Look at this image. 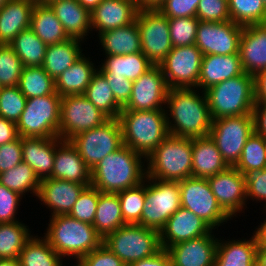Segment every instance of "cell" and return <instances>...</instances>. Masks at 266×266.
Here are the masks:
<instances>
[{"instance_id": "obj_1", "label": "cell", "mask_w": 266, "mask_h": 266, "mask_svg": "<svg viewBox=\"0 0 266 266\" xmlns=\"http://www.w3.org/2000/svg\"><path fill=\"white\" fill-rule=\"evenodd\" d=\"M197 91L195 88L168 90L165 108L169 110L165 112L169 134L191 139L209 135L212 118L207 98L205 92L201 91V96Z\"/></svg>"}, {"instance_id": "obj_2", "label": "cell", "mask_w": 266, "mask_h": 266, "mask_svg": "<svg viewBox=\"0 0 266 266\" xmlns=\"http://www.w3.org/2000/svg\"><path fill=\"white\" fill-rule=\"evenodd\" d=\"M143 158V159H142ZM146 159L123 145L91 170V186L102 193L117 194L141 184L146 178Z\"/></svg>"}, {"instance_id": "obj_3", "label": "cell", "mask_w": 266, "mask_h": 266, "mask_svg": "<svg viewBox=\"0 0 266 266\" xmlns=\"http://www.w3.org/2000/svg\"><path fill=\"white\" fill-rule=\"evenodd\" d=\"M123 145L145 159L169 135L165 109L125 110L119 113Z\"/></svg>"}, {"instance_id": "obj_4", "label": "cell", "mask_w": 266, "mask_h": 266, "mask_svg": "<svg viewBox=\"0 0 266 266\" xmlns=\"http://www.w3.org/2000/svg\"><path fill=\"white\" fill-rule=\"evenodd\" d=\"M46 230L43 237L62 258L80 260L103 243L93 224L69 215L51 216Z\"/></svg>"}, {"instance_id": "obj_5", "label": "cell", "mask_w": 266, "mask_h": 266, "mask_svg": "<svg viewBox=\"0 0 266 266\" xmlns=\"http://www.w3.org/2000/svg\"><path fill=\"white\" fill-rule=\"evenodd\" d=\"M204 92L212 120L252 114L255 105V78L244 72Z\"/></svg>"}, {"instance_id": "obj_6", "label": "cell", "mask_w": 266, "mask_h": 266, "mask_svg": "<svg viewBox=\"0 0 266 266\" xmlns=\"http://www.w3.org/2000/svg\"><path fill=\"white\" fill-rule=\"evenodd\" d=\"M146 176L162 181L192 177V139L169 134L147 157Z\"/></svg>"}, {"instance_id": "obj_7", "label": "cell", "mask_w": 266, "mask_h": 266, "mask_svg": "<svg viewBox=\"0 0 266 266\" xmlns=\"http://www.w3.org/2000/svg\"><path fill=\"white\" fill-rule=\"evenodd\" d=\"M103 244L127 266L154 256L162 249L160 232L138 224H126L109 233Z\"/></svg>"}, {"instance_id": "obj_8", "label": "cell", "mask_w": 266, "mask_h": 266, "mask_svg": "<svg viewBox=\"0 0 266 266\" xmlns=\"http://www.w3.org/2000/svg\"><path fill=\"white\" fill-rule=\"evenodd\" d=\"M61 96L54 94L29 98L16 123L20 137H59Z\"/></svg>"}, {"instance_id": "obj_9", "label": "cell", "mask_w": 266, "mask_h": 266, "mask_svg": "<svg viewBox=\"0 0 266 266\" xmlns=\"http://www.w3.org/2000/svg\"><path fill=\"white\" fill-rule=\"evenodd\" d=\"M145 182V202L138 225L160 232L181 207L179 181H162L146 176Z\"/></svg>"}, {"instance_id": "obj_10", "label": "cell", "mask_w": 266, "mask_h": 266, "mask_svg": "<svg viewBox=\"0 0 266 266\" xmlns=\"http://www.w3.org/2000/svg\"><path fill=\"white\" fill-rule=\"evenodd\" d=\"M70 142L92 170L104 157L123 146L120 122L118 118H110L99 127L75 135Z\"/></svg>"}, {"instance_id": "obj_11", "label": "cell", "mask_w": 266, "mask_h": 266, "mask_svg": "<svg viewBox=\"0 0 266 266\" xmlns=\"http://www.w3.org/2000/svg\"><path fill=\"white\" fill-rule=\"evenodd\" d=\"M253 133V114H244L212 120L209 136L226 163L235 166L240 160L245 143Z\"/></svg>"}, {"instance_id": "obj_12", "label": "cell", "mask_w": 266, "mask_h": 266, "mask_svg": "<svg viewBox=\"0 0 266 266\" xmlns=\"http://www.w3.org/2000/svg\"><path fill=\"white\" fill-rule=\"evenodd\" d=\"M135 21L142 53L154 66H159L173 48L168 17L156 8H139Z\"/></svg>"}, {"instance_id": "obj_13", "label": "cell", "mask_w": 266, "mask_h": 266, "mask_svg": "<svg viewBox=\"0 0 266 266\" xmlns=\"http://www.w3.org/2000/svg\"><path fill=\"white\" fill-rule=\"evenodd\" d=\"M179 188L181 207L193 212L212 229L232 219L218 204L207 178H186L179 181Z\"/></svg>"}, {"instance_id": "obj_14", "label": "cell", "mask_w": 266, "mask_h": 266, "mask_svg": "<svg viewBox=\"0 0 266 266\" xmlns=\"http://www.w3.org/2000/svg\"><path fill=\"white\" fill-rule=\"evenodd\" d=\"M110 118L84 95L61 97L59 137L70 140L75 135L99 127Z\"/></svg>"}, {"instance_id": "obj_15", "label": "cell", "mask_w": 266, "mask_h": 266, "mask_svg": "<svg viewBox=\"0 0 266 266\" xmlns=\"http://www.w3.org/2000/svg\"><path fill=\"white\" fill-rule=\"evenodd\" d=\"M202 58L203 53L195 44L173 47L164 61L159 65L169 89H198Z\"/></svg>"}, {"instance_id": "obj_16", "label": "cell", "mask_w": 266, "mask_h": 266, "mask_svg": "<svg viewBox=\"0 0 266 266\" xmlns=\"http://www.w3.org/2000/svg\"><path fill=\"white\" fill-rule=\"evenodd\" d=\"M243 26L227 22L199 21L195 45L203 55H229L239 50V40Z\"/></svg>"}, {"instance_id": "obj_17", "label": "cell", "mask_w": 266, "mask_h": 266, "mask_svg": "<svg viewBox=\"0 0 266 266\" xmlns=\"http://www.w3.org/2000/svg\"><path fill=\"white\" fill-rule=\"evenodd\" d=\"M169 87L160 66H153L133 81L132 92L125 110L164 109ZM164 104V107H163Z\"/></svg>"}, {"instance_id": "obj_18", "label": "cell", "mask_w": 266, "mask_h": 266, "mask_svg": "<svg viewBox=\"0 0 266 266\" xmlns=\"http://www.w3.org/2000/svg\"><path fill=\"white\" fill-rule=\"evenodd\" d=\"M221 208L232 218L245 208V177L234 166L207 178ZM238 212V213H237Z\"/></svg>"}, {"instance_id": "obj_19", "label": "cell", "mask_w": 266, "mask_h": 266, "mask_svg": "<svg viewBox=\"0 0 266 266\" xmlns=\"http://www.w3.org/2000/svg\"><path fill=\"white\" fill-rule=\"evenodd\" d=\"M213 229L193 212L180 207L160 231L161 247L167 250L176 243L196 239Z\"/></svg>"}, {"instance_id": "obj_20", "label": "cell", "mask_w": 266, "mask_h": 266, "mask_svg": "<svg viewBox=\"0 0 266 266\" xmlns=\"http://www.w3.org/2000/svg\"><path fill=\"white\" fill-rule=\"evenodd\" d=\"M212 233L170 246L172 266H214L218 238Z\"/></svg>"}, {"instance_id": "obj_21", "label": "cell", "mask_w": 266, "mask_h": 266, "mask_svg": "<svg viewBox=\"0 0 266 266\" xmlns=\"http://www.w3.org/2000/svg\"><path fill=\"white\" fill-rule=\"evenodd\" d=\"M49 178L91 185V169L80 157L70 140L56 137V151L52 174Z\"/></svg>"}, {"instance_id": "obj_22", "label": "cell", "mask_w": 266, "mask_h": 266, "mask_svg": "<svg viewBox=\"0 0 266 266\" xmlns=\"http://www.w3.org/2000/svg\"><path fill=\"white\" fill-rule=\"evenodd\" d=\"M86 187L77 182L45 178L40 180L38 198L51 209V216L68 215Z\"/></svg>"}, {"instance_id": "obj_23", "label": "cell", "mask_w": 266, "mask_h": 266, "mask_svg": "<svg viewBox=\"0 0 266 266\" xmlns=\"http://www.w3.org/2000/svg\"><path fill=\"white\" fill-rule=\"evenodd\" d=\"M238 53L247 74L255 77L266 70V24L243 26Z\"/></svg>"}, {"instance_id": "obj_24", "label": "cell", "mask_w": 266, "mask_h": 266, "mask_svg": "<svg viewBox=\"0 0 266 266\" xmlns=\"http://www.w3.org/2000/svg\"><path fill=\"white\" fill-rule=\"evenodd\" d=\"M139 6L136 0H103L91 14V29L104 31L123 27L136 20Z\"/></svg>"}, {"instance_id": "obj_25", "label": "cell", "mask_w": 266, "mask_h": 266, "mask_svg": "<svg viewBox=\"0 0 266 266\" xmlns=\"http://www.w3.org/2000/svg\"><path fill=\"white\" fill-rule=\"evenodd\" d=\"M239 53L229 55H203L198 87L206 89L243 74Z\"/></svg>"}, {"instance_id": "obj_26", "label": "cell", "mask_w": 266, "mask_h": 266, "mask_svg": "<svg viewBox=\"0 0 266 266\" xmlns=\"http://www.w3.org/2000/svg\"><path fill=\"white\" fill-rule=\"evenodd\" d=\"M56 151V137H22V159L42 180L52 174Z\"/></svg>"}, {"instance_id": "obj_27", "label": "cell", "mask_w": 266, "mask_h": 266, "mask_svg": "<svg viewBox=\"0 0 266 266\" xmlns=\"http://www.w3.org/2000/svg\"><path fill=\"white\" fill-rule=\"evenodd\" d=\"M228 167L229 165L209 135L192 138V177L208 178Z\"/></svg>"}, {"instance_id": "obj_28", "label": "cell", "mask_w": 266, "mask_h": 266, "mask_svg": "<svg viewBox=\"0 0 266 266\" xmlns=\"http://www.w3.org/2000/svg\"><path fill=\"white\" fill-rule=\"evenodd\" d=\"M62 23L69 38L84 40L93 31L91 29V14L77 0H57L48 4Z\"/></svg>"}, {"instance_id": "obj_29", "label": "cell", "mask_w": 266, "mask_h": 266, "mask_svg": "<svg viewBox=\"0 0 266 266\" xmlns=\"http://www.w3.org/2000/svg\"><path fill=\"white\" fill-rule=\"evenodd\" d=\"M31 0H9L0 8V44L9 43L24 29L30 27Z\"/></svg>"}, {"instance_id": "obj_30", "label": "cell", "mask_w": 266, "mask_h": 266, "mask_svg": "<svg viewBox=\"0 0 266 266\" xmlns=\"http://www.w3.org/2000/svg\"><path fill=\"white\" fill-rule=\"evenodd\" d=\"M98 67L84 54L55 79L56 92L61 96L83 95Z\"/></svg>"}, {"instance_id": "obj_31", "label": "cell", "mask_w": 266, "mask_h": 266, "mask_svg": "<svg viewBox=\"0 0 266 266\" xmlns=\"http://www.w3.org/2000/svg\"><path fill=\"white\" fill-rule=\"evenodd\" d=\"M101 64L98 70L105 77H125L131 81H135L154 66L142 52L107 55Z\"/></svg>"}, {"instance_id": "obj_32", "label": "cell", "mask_w": 266, "mask_h": 266, "mask_svg": "<svg viewBox=\"0 0 266 266\" xmlns=\"http://www.w3.org/2000/svg\"><path fill=\"white\" fill-rule=\"evenodd\" d=\"M249 239H218L214 266H255L258 246L254 235Z\"/></svg>"}, {"instance_id": "obj_33", "label": "cell", "mask_w": 266, "mask_h": 266, "mask_svg": "<svg viewBox=\"0 0 266 266\" xmlns=\"http://www.w3.org/2000/svg\"><path fill=\"white\" fill-rule=\"evenodd\" d=\"M105 55H125L141 51V39L136 21L98 35Z\"/></svg>"}, {"instance_id": "obj_34", "label": "cell", "mask_w": 266, "mask_h": 266, "mask_svg": "<svg viewBox=\"0 0 266 266\" xmlns=\"http://www.w3.org/2000/svg\"><path fill=\"white\" fill-rule=\"evenodd\" d=\"M81 41L69 38L63 42L47 46L42 67L50 77L55 80L83 55Z\"/></svg>"}, {"instance_id": "obj_35", "label": "cell", "mask_w": 266, "mask_h": 266, "mask_svg": "<svg viewBox=\"0 0 266 266\" xmlns=\"http://www.w3.org/2000/svg\"><path fill=\"white\" fill-rule=\"evenodd\" d=\"M30 28L47 46L69 39L62 23L49 5L35 3Z\"/></svg>"}, {"instance_id": "obj_36", "label": "cell", "mask_w": 266, "mask_h": 266, "mask_svg": "<svg viewBox=\"0 0 266 266\" xmlns=\"http://www.w3.org/2000/svg\"><path fill=\"white\" fill-rule=\"evenodd\" d=\"M126 225L124 222L119 197L113 193H100L93 226L104 239L109 233Z\"/></svg>"}, {"instance_id": "obj_37", "label": "cell", "mask_w": 266, "mask_h": 266, "mask_svg": "<svg viewBox=\"0 0 266 266\" xmlns=\"http://www.w3.org/2000/svg\"><path fill=\"white\" fill-rule=\"evenodd\" d=\"M16 55L21 59L23 67L42 66L47 45L29 27L22 30L10 43Z\"/></svg>"}, {"instance_id": "obj_38", "label": "cell", "mask_w": 266, "mask_h": 266, "mask_svg": "<svg viewBox=\"0 0 266 266\" xmlns=\"http://www.w3.org/2000/svg\"><path fill=\"white\" fill-rule=\"evenodd\" d=\"M18 259L20 266H63V258L44 237L38 236H32L26 242Z\"/></svg>"}, {"instance_id": "obj_39", "label": "cell", "mask_w": 266, "mask_h": 266, "mask_svg": "<svg viewBox=\"0 0 266 266\" xmlns=\"http://www.w3.org/2000/svg\"><path fill=\"white\" fill-rule=\"evenodd\" d=\"M83 95L109 118H118L122 107L116 102L105 76L97 70Z\"/></svg>"}, {"instance_id": "obj_40", "label": "cell", "mask_w": 266, "mask_h": 266, "mask_svg": "<svg viewBox=\"0 0 266 266\" xmlns=\"http://www.w3.org/2000/svg\"><path fill=\"white\" fill-rule=\"evenodd\" d=\"M20 221L0 223V259H18L26 242L33 236Z\"/></svg>"}, {"instance_id": "obj_41", "label": "cell", "mask_w": 266, "mask_h": 266, "mask_svg": "<svg viewBox=\"0 0 266 266\" xmlns=\"http://www.w3.org/2000/svg\"><path fill=\"white\" fill-rule=\"evenodd\" d=\"M18 87L27 99L56 93L55 80L42 66L23 67Z\"/></svg>"}, {"instance_id": "obj_42", "label": "cell", "mask_w": 266, "mask_h": 266, "mask_svg": "<svg viewBox=\"0 0 266 266\" xmlns=\"http://www.w3.org/2000/svg\"><path fill=\"white\" fill-rule=\"evenodd\" d=\"M0 183L8 189L19 193L21 196H24L26 192H30V194L32 193L38 197L40 179L24 161L1 173Z\"/></svg>"}, {"instance_id": "obj_43", "label": "cell", "mask_w": 266, "mask_h": 266, "mask_svg": "<svg viewBox=\"0 0 266 266\" xmlns=\"http://www.w3.org/2000/svg\"><path fill=\"white\" fill-rule=\"evenodd\" d=\"M230 19L247 26L266 24V7L262 0H228Z\"/></svg>"}, {"instance_id": "obj_44", "label": "cell", "mask_w": 266, "mask_h": 266, "mask_svg": "<svg viewBox=\"0 0 266 266\" xmlns=\"http://www.w3.org/2000/svg\"><path fill=\"white\" fill-rule=\"evenodd\" d=\"M234 167L243 175L250 170H263L266 167V150L262 135L254 132L248 138L240 160Z\"/></svg>"}, {"instance_id": "obj_45", "label": "cell", "mask_w": 266, "mask_h": 266, "mask_svg": "<svg viewBox=\"0 0 266 266\" xmlns=\"http://www.w3.org/2000/svg\"><path fill=\"white\" fill-rule=\"evenodd\" d=\"M121 205V212L126 224H138L144 208L146 183L144 181L136 187L117 193Z\"/></svg>"}, {"instance_id": "obj_46", "label": "cell", "mask_w": 266, "mask_h": 266, "mask_svg": "<svg viewBox=\"0 0 266 266\" xmlns=\"http://www.w3.org/2000/svg\"><path fill=\"white\" fill-rule=\"evenodd\" d=\"M23 64L9 45L0 44V86H18Z\"/></svg>"}, {"instance_id": "obj_47", "label": "cell", "mask_w": 266, "mask_h": 266, "mask_svg": "<svg viewBox=\"0 0 266 266\" xmlns=\"http://www.w3.org/2000/svg\"><path fill=\"white\" fill-rule=\"evenodd\" d=\"M170 39L173 47L195 44L199 19L193 17L168 18Z\"/></svg>"}, {"instance_id": "obj_48", "label": "cell", "mask_w": 266, "mask_h": 266, "mask_svg": "<svg viewBox=\"0 0 266 266\" xmlns=\"http://www.w3.org/2000/svg\"><path fill=\"white\" fill-rule=\"evenodd\" d=\"M27 98L18 86L1 87L0 89V117L17 123L25 109Z\"/></svg>"}, {"instance_id": "obj_49", "label": "cell", "mask_w": 266, "mask_h": 266, "mask_svg": "<svg viewBox=\"0 0 266 266\" xmlns=\"http://www.w3.org/2000/svg\"><path fill=\"white\" fill-rule=\"evenodd\" d=\"M100 193L97 188L91 185L86 187L68 215L76 220L93 224Z\"/></svg>"}, {"instance_id": "obj_50", "label": "cell", "mask_w": 266, "mask_h": 266, "mask_svg": "<svg viewBox=\"0 0 266 266\" xmlns=\"http://www.w3.org/2000/svg\"><path fill=\"white\" fill-rule=\"evenodd\" d=\"M196 17L202 22L230 21L228 0H200Z\"/></svg>"}, {"instance_id": "obj_51", "label": "cell", "mask_w": 266, "mask_h": 266, "mask_svg": "<svg viewBox=\"0 0 266 266\" xmlns=\"http://www.w3.org/2000/svg\"><path fill=\"white\" fill-rule=\"evenodd\" d=\"M246 199L265 202L266 208V167L263 170H250L244 174Z\"/></svg>"}, {"instance_id": "obj_52", "label": "cell", "mask_w": 266, "mask_h": 266, "mask_svg": "<svg viewBox=\"0 0 266 266\" xmlns=\"http://www.w3.org/2000/svg\"><path fill=\"white\" fill-rule=\"evenodd\" d=\"M200 0H165L158 10L168 18L196 16Z\"/></svg>"}, {"instance_id": "obj_53", "label": "cell", "mask_w": 266, "mask_h": 266, "mask_svg": "<svg viewBox=\"0 0 266 266\" xmlns=\"http://www.w3.org/2000/svg\"><path fill=\"white\" fill-rule=\"evenodd\" d=\"M22 200V196L0 183V223H11L16 220L19 202Z\"/></svg>"}, {"instance_id": "obj_54", "label": "cell", "mask_w": 266, "mask_h": 266, "mask_svg": "<svg viewBox=\"0 0 266 266\" xmlns=\"http://www.w3.org/2000/svg\"><path fill=\"white\" fill-rule=\"evenodd\" d=\"M80 261L85 266H127L103 243L97 249L83 256Z\"/></svg>"}, {"instance_id": "obj_55", "label": "cell", "mask_w": 266, "mask_h": 266, "mask_svg": "<svg viewBox=\"0 0 266 266\" xmlns=\"http://www.w3.org/2000/svg\"><path fill=\"white\" fill-rule=\"evenodd\" d=\"M22 161V137L0 146V174Z\"/></svg>"}, {"instance_id": "obj_56", "label": "cell", "mask_w": 266, "mask_h": 266, "mask_svg": "<svg viewBox=\"0 0 266 266\" xmlns=\"http://www.w3.org/2000/svg\"><path fill=\"white\" fill-rule=\"evenodd\" d=\"M111 90L113 91L116 102L123 108L129 101L133 81L125 77H105Z\"/></svg>"}, {"instance_id": "obj_57", "label": "cell", "mask_w": 266, "mask_h": 266, "mask_svg": "<svg viewBox=\"0 0 266 266\" xmlns=\"http://www.w3.org/2000/svg\"><path fill=\"white\" fill-rule=\"evenodd\" d=\"M129 266H172V261L169 252L162 248L154 256L133 262Z\"/></svg>"}, {"instance_id": "obj_58", "label": "cell", "mask_w": 266, "mask_h": 266, "mask_svg": "<svg viewBox=\"0 0 266 266\" xmlns=\"http://www.w3.org/2000/svg\"><path fill=\"white\" fill-rule=\"evenodd\" d=\"M254 132L266 135V103H255L253 107Z\"/></svg>"}, {"instance_id": "obj_59", "label": "cell", "mask_w": 266, "mask_h": 266, "mask_svg": "<svg viewBox=\"0 0 266 266\" xmlns=\"http://www.w3.org/2000/svg\"><path fill=\"white\" fill-rule=\"evenodd\" d=\"M19 137L16 123L0 117V146Z\"/></svg>"}, {"instance_id": "obj_60", "label": "cell", "mask_w": 266, "mask_h": 266, "mask_svg": "<svg viewBox=\"0 0 266 266\" xmlns=\"http://www.w3.org/2000/svg\"><path fill=\"white\" fill-rule=\"evenodd\" d=\"M255 103H266V70L255 77Z\"/></svg>"}, {"instance_id": "obj_61", "label": "cell", "mask_w": 266, "mask_h": 266, "mask_svg": "<svg viewBox=\"0 0 266 266\" xmlns=\"http://www.w3.org/2000/svg\"><path fill=\"white\" fill-rule=\"evenodd\" d=\"M256 229L257 230L254 231L253 235L255 236L257 246L266 248V219L263 223L261 222V225H258Z\"/></svg>"}, {"instance_id": "obj_62", "label": "cell", "mask_w": 266, "mask_h": 266, "mask_svg": "<svg viewBox=\"0 0 266 266\" xmlns=\"http://www.w3.org/2000/svg\"><path fill=\"white\" fill-rule=\"evenodd\" d=\"M139 8H158L165 0H136Z\"/></svg>"}, {"instance_id": "obj_63", "label": "cell", "mask_w": 266, "mask_h": 266, "mask_svg": "<svg viewBox=\"0 0 266 266\" xmlns=\"http://www.w3.org/2000/svg\"><path fill=\"white\" fill-rule=\"evenodd\" d=\"M255 266H266V248L257 247Z\"/></svg>"}, {"instance_id": "obj_64", "label": "cell", "mask_w": 266, "mask_h": 266, "mask_svg": "<svg viewBox=\"0 0 266 266\" xmlns=\"http://www.w3.org/2000/svg\"><path fill=\"white\" fill-rule=\"evenodd\" d=\"M78 3L92 12L103 0H77Z\"/></svg>"}, {"instance_id": "obj_65", "label": "cell", "mask_w": 266, "mask_h": 266, "mask_svg": "<svg viewBox=\"0 0 266 266\" xmlns=\"http://www.w3.org/2000/svg\"><path fill=\"white\" fill-rule=\"evenodd\" d=\"M0 266H20L19 259H0Z\"/></svg>"}, {"instance_id": "obj_66", "label": "cell", "mask_w": 266, "mask_h": 266, "mask_svg": "<svg viewBox=\"0 0 266 266\" xmlns=\"http://www.w3.org/2000/svg\"><path fill=\"white\" fill-rule=\"evenodd\" d=\"M52 1H57V0H40V4L48 5Z\"/></svg>"}, {"instance_id": "obj_67", "label": "cell", "mask_w": 266, "mask_h": 266, "mask_svg": "<svg viewBox=\"0 0 266 266\" xmlns=\"http://www.w3.org/2000/svg\"><path fill=\"white\" fill-rule=\"evenodd\" d=\"M7 1L9 0H0V8H2Z\"/></svg>"}, {"instance_id": "obj_68", "label": "cell", "mask_w": 266, "mask_h": 266, "mask_svg": "<svg viewBox=\"0 0 266 266\" xmlns=\"http://www.w3.org/2000/svg\"><path fill=\"white\" fill-rule=\"evenodd\" d=\"M76 264H75V266H85L80 260H77V263Z\"/></svg>"}, {"instance_id": "obj_69", "label": "cell", "mask_w": 266, "mask_h": 266, "mask_svg": "<svg viewBox=\"0 0 266 266\" xmlns=\"http://www.w3.org/2000/svg\"><path fill=\"white\" fill-rule=\"evenodd\" d=\"M262 137H263V142H264L265 150H266V135H262Z\"/></svg>"}, {"instance_id": "obj_70", "label": "cell", "mask_w": 266, "mask_h": 266, "mask_svg": "<svg viewBox=\"0 0 266 266\" xmlns=\"http://www.w3.org/2000/svg\"><path fill=\"white\" fill-rule=\"evenodd\" d=\"M31 1H33L35 3H40V0H31Z\"/></svg>"}, {"instance_id": "obj_71", "label": "cell", "mask_w": 266, "mask_h": 266, "mask_svg": "<svg viewBox=\"0 0 266 266\" xmlns=\"http://www.w3.org/2000/svg\"><path fill=\"white\" fill-rule=\"evenodd\" d=\"M262 2H263V4L265 5V7H266V0H262Z\"/></svg>"}]
</instances>
